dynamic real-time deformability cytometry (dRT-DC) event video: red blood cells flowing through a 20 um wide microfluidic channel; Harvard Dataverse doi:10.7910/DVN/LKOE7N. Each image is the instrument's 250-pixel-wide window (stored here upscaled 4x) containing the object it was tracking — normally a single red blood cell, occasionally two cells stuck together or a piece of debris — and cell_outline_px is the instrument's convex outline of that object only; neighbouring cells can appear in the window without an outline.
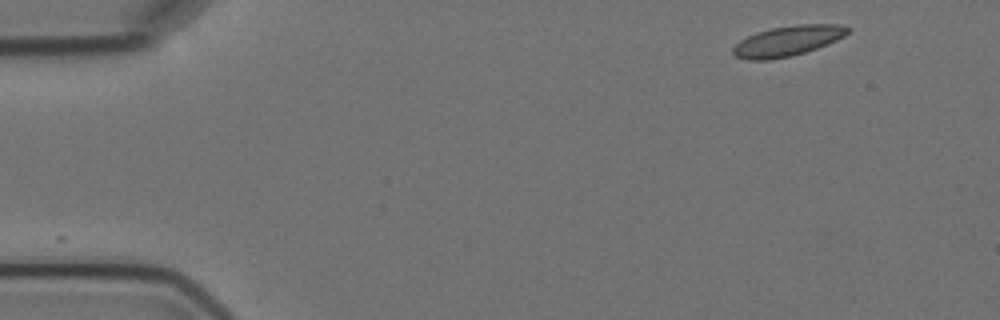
{"species": "Egyptian fruit bat (a non-hibernating species)", "species_latin": "Rousettus aegyptiacus", "temperature_condition": "cold", "stored_images_in_passage": 4, "camera_frame_rate_fps": 3000, "um_per_image_px": 0.085, "animal": {"sex": "female"}, "frame": {"image": 1, "passage_image": 1, "time_ms": 0.0, "image_size_px": [1000, 320], "cell_outline_px": [[852, 28], [844, 36], [828, 44], [792, 56], [768, 60], [748, 60], [736, 56], [732, 52], [732, 48], [740, 40], [756, 32], [772, 28], [796, 24], [840, 24]], "centroid_in_image_um": [66.96, 3.47], "position_along_channel_um": 18.0, "area_um2": 20.23}}
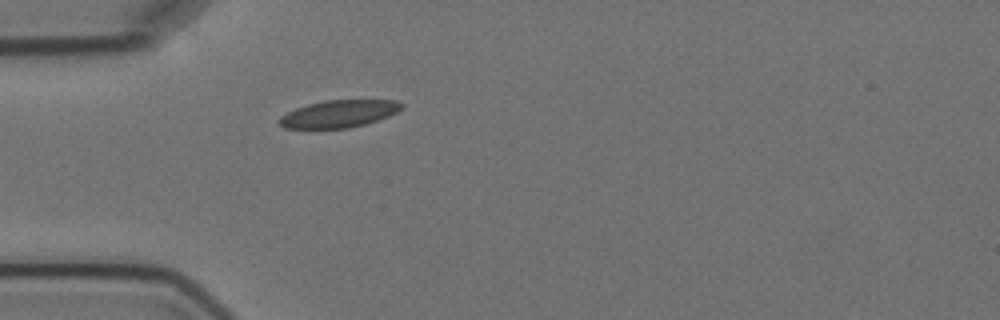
{"frame": {"image": 2, "passage_image": 4, "time_ms": 3.667, "image_size_px": [1000, 320], "cell_outline_px": [[404, 104], [396, 112], [388, 116], [364, 124], [348, 128], [284, 128], [276, 120], [280, 116], [296, 108], [308, 104], [324, 100], [396, 100]], "centroid_in_image_um": [28.77, 9.67], "position_along_channel_um": 56.2, "area_um2": 19.31}}